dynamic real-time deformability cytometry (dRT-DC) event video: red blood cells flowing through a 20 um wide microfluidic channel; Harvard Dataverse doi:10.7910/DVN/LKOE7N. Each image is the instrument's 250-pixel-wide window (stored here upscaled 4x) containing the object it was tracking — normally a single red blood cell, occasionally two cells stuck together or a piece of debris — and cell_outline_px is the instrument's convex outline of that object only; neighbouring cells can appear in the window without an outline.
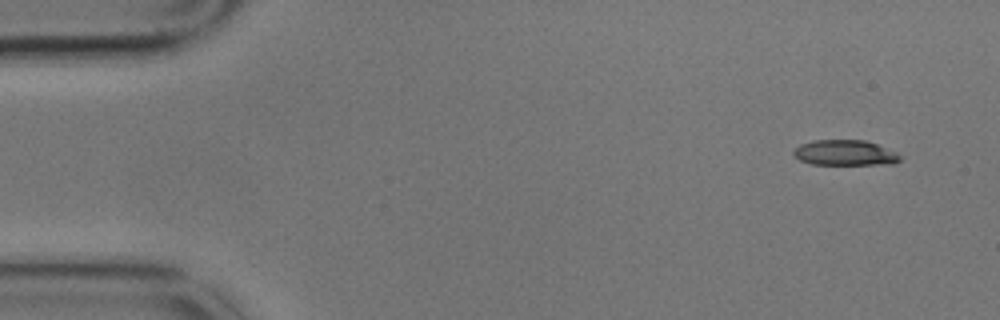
{"species": "common noctule bat (a hibernating species)", "species_latin": "Nyctalus noctula", "temperature_condition": "cold", "stored_images_in_passage": 6, "camera_frame_rate_fps": 3000, "um_per_image_px": 0.085, "animal": {"sex": "male", "body_mass_g": 17.9}, "frame": {"image": 1, "passage_image": 1, "time_ms": 0.0, "image_size_px": [1000, 320], "cell_outline_px": [[900, 160], [896, 164], [812, 164], [800, 160], [792, 156], [792, 152], [800, 144], [812, 140], [864, 140], [876, 144], [896, 152], [900, 156]], "centroid_in_image_um": [71.8, 12.99], "position_along_channel_um": 13.2, "area_um2": 15.78}}
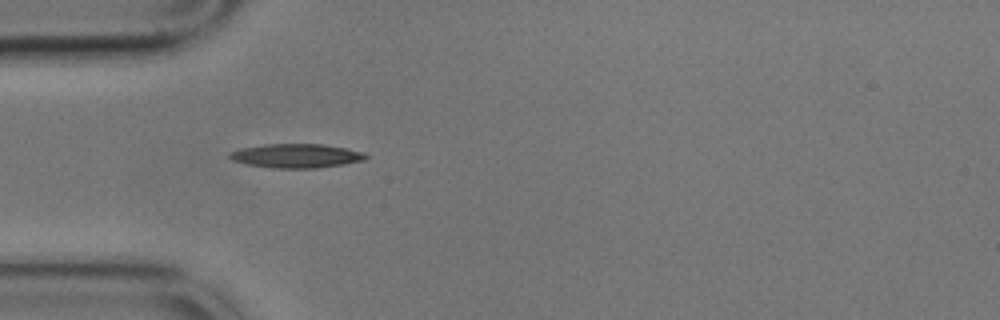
{"frame": {"image": 2, "passage_image": 4, "time_ms": 1.0, "image_size_px": [1000, 320], "cell_outline_px": [[368, 156], [364, 160], [316, 168], [272, 168], [248, 164], [232, 160], [228, 156], [228, 152], [240, 148], [264, 144], [324, 144], [364, 152]], "centroid_in_image_um": [25.13, 13.23], "position_along_channel_um": 59.9, "area_um2": 18.96}}
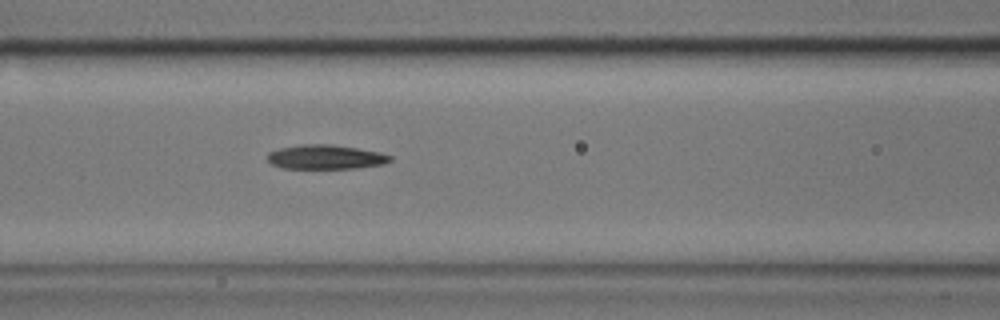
{"frame": {"image": 3, "passage_image": 6, "time_ms": 1.667, "image_size_px": [1000, 320], "cell_outline_px": [[392, 160], [384, 164], [356, 168], [280, 168], [272, 164], [268, 160], [268, 152], [280, 148], [300, 144], [332, 144], [380, 152], [392, 156]], "centroid_in_image_um": [27.68, 13.34], "position_along_channel_um": 138.9, "area_um2": 17.4}}